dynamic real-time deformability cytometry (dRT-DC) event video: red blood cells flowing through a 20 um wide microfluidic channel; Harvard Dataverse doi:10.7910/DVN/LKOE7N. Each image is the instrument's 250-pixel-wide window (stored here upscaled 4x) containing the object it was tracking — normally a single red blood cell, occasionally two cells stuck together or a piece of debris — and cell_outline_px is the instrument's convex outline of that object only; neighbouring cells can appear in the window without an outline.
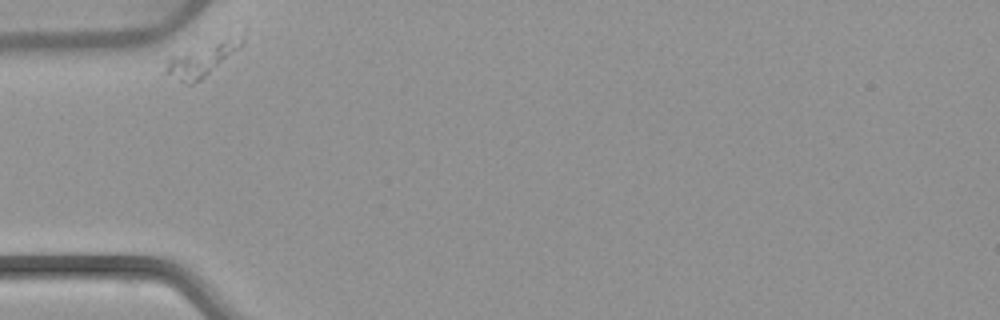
{"species": "common noctule bat (a hibernating species)", "species_latin": "Nyctalus noctula", "temperature_condition": "warm", "stored_images_in_passage": 34, "camera_frame_rate_fps": 3000, "um_per_image_px": 0.085, "animal": {"sex": "female", "body_mass_g": 22.7, "forearm_length_mm": 54.2}, "frame": {"image": 1, "passage_image": 1, "time_ms": 0.0, "image_size_px": [1000, 320], "cell_outline_px": [[244, 44], [240, 48], [200, 80], [192, 84], [188, 84], [164, 72], [164, 68], [168, 60], [172, 56], [244, 28]], "centroid_in_image_um": [17.32, 4.92], "position_along_channel_um": 67.7, "area_um2": 15.14}}
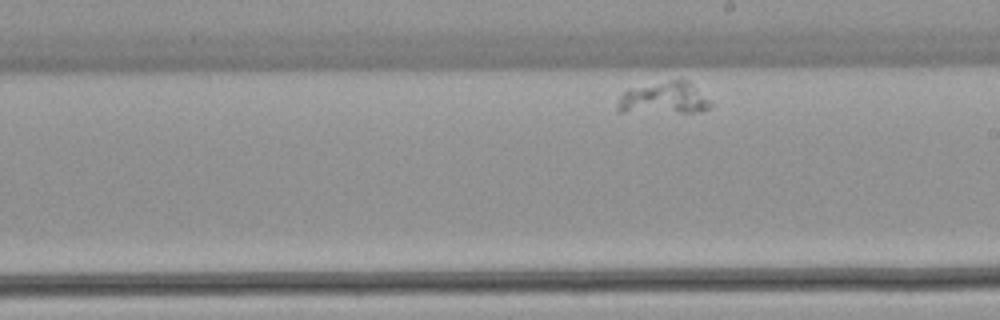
{"frame": {"image": 2, "passage_image": 19, "time_ms": 6.0, "image_size_px": [1000, 320], "cell_outline_px": [[712, 104], [708, 108], [700, 112], [620, 112], [616, 108], [616, 104], [620, 96], [628, 88], [680, 76], [688, 80]], "centroid_in_image_um": [56.4, 8.3], "position_along_channel_um": 232.6, "area_um2": 17.86}}
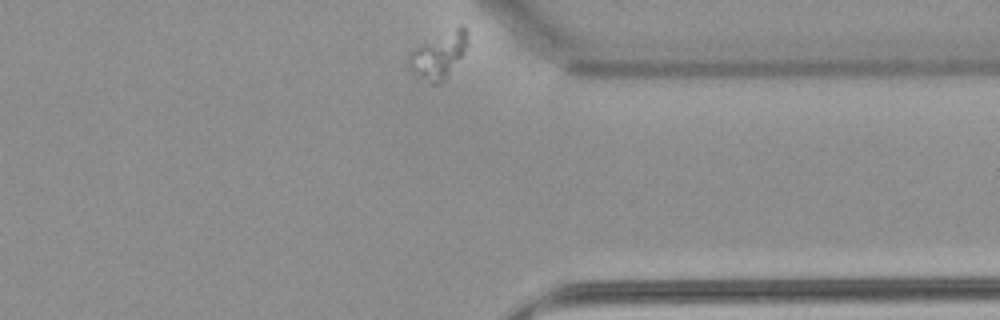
{"frame": {"image": 3, "passage_image": 34, "time_ms": 11.0, "image_size_px": [1000, 320], "cell_outline_px": [[468, 44], [444, 80], [440, 84], [432, 84], [404, 64], [408, 52], [412, 48], [460, 24], [464, 24], [468, 32]], "centroid_in_image_um": [37.25, 4.63], "position_along_channel_um": 374.1, "area_um2": 15.84}}